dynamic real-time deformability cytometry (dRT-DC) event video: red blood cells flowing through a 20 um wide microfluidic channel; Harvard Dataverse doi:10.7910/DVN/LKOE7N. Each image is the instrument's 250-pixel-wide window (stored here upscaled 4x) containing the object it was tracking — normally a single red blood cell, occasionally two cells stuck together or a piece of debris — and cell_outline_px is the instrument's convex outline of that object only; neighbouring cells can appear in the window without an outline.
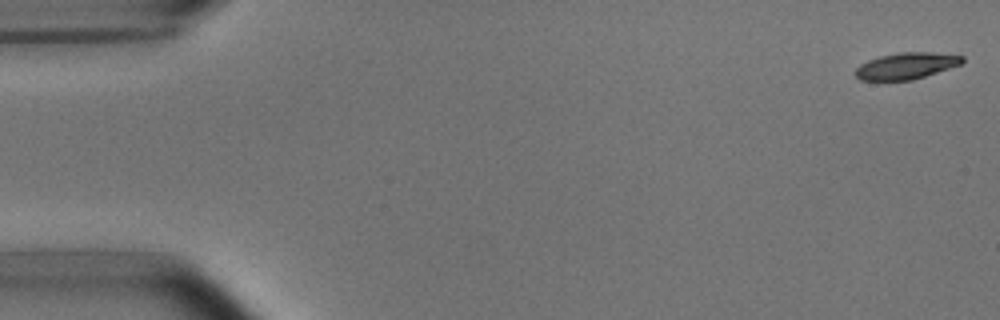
{"species": "common noctule bat (a hibernating species)", "species_latin": "Nyctalus noctula", "temperature_condition": "room temperature", "stored_images_in_passage": 52, "camera_frame_rate_fps": 3000, "um_per_image_px": 0.085, "animal": {"sex": "male", "body_mass_g": 15.6}, "frame": {"image": 1, "passage_image": 1, "time_ms": 0.0, "image_size_px": [1000, 320], "cell_outline_px": [[964, 60], [960, 64], [912, 80], [860, 80], [856, 76], [856, 68], [860, 64], [868, 60], [880, 56], [900, 52], [932, 52], [964, 56]], "centroid_in_image_um": [77.01, 5.59], "position_along_channel_um": 8.0, "area_um2": 16.24}}
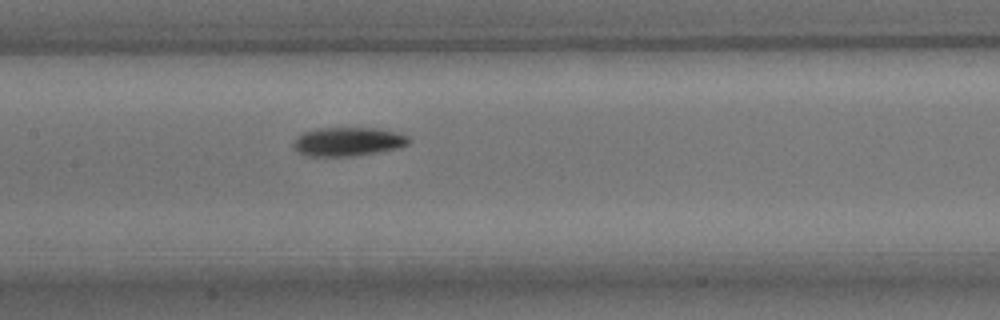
{"frame": {"image": 2, "passage_image": 25, "time_ms": 8.0, "image_size_px": [1000, 320], "cell_outline_px": [[412, 140], [408, 144], [396, 148], [356, 156], [304, 156], [296, 152], [292, 144], [292, 140], [296, 136], [304, 132], [316, 128], [376, 128], [408, 136]], "centroid_in_image_um": [29.49, 12.04], "position_along_channel_um": 177.9, "area_um2": 19.48}}
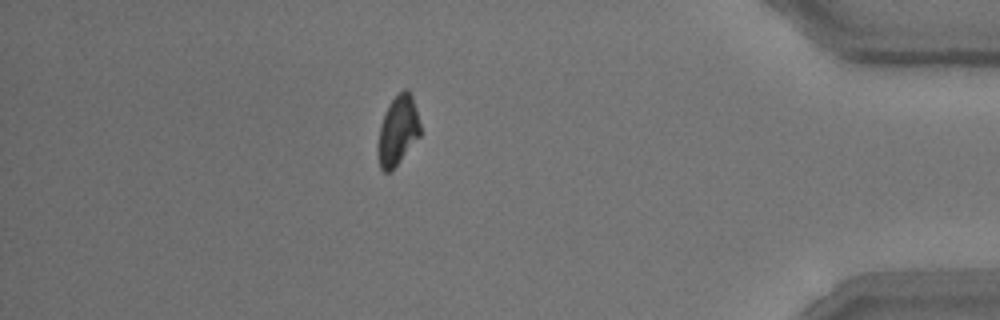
{"frame": {"image": 3, "passage_image": 46, "time_ms": 15.0, "image_size_px": [1000, 320], "cell_outline_px": [[420, 136], [396, 164], [388, 172], [384, 172], [380, 168], [376, 148], [380, 124], [388, 104], [404, 88], [408, 88], [412, 92], [420, 124]], "centroid_in_image_um": [33.8, 11.05], "position_along_channel_um": 401.4, "area_um2": 17.17}, "authors_computed_cell_mechanics": {"area_um2": 18.0336, "velocity_mm_per_s": 3.792, "shape_relaxation_time_tau1_ms": 2.1943, "shape_relaxation_time_tau2_ms": null, "deformation_change_tau1": 0.1251, "deformation_change_tau2": null}}